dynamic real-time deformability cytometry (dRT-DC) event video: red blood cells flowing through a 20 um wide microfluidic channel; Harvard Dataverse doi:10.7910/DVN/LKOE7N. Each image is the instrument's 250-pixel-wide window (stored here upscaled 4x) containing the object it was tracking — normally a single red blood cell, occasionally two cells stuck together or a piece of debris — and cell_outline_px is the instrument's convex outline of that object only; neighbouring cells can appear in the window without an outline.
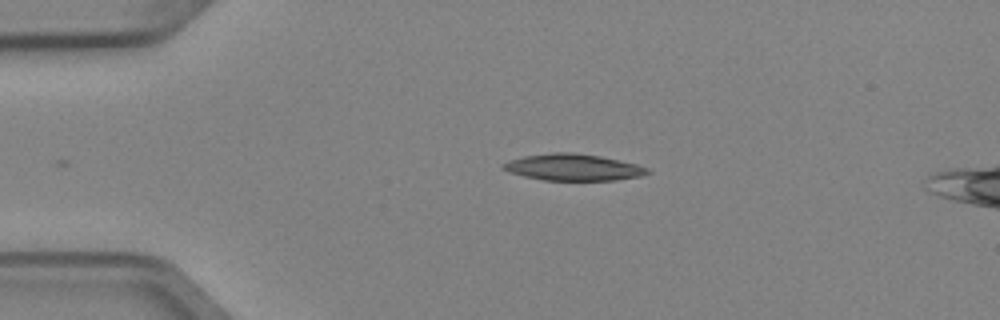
{"species": "Egyptian fruit bat (a non-hibernating species)", "species_latin": "Rousettus aegyptiacus", "temperature_condition": "cold", "stored_images_in_passage": 3, "camera_frame_rate_fps": 3000, "um_per_image_px": 0.085, "animal": {"sex": "female"}, "frame": {"image": 1, "passage_image": 3, "time_ms": 0.667, "image_size_px": [1000, 320], "cell_outline_px": [[652, 172], [640, 176], [616, 180], [544, 180], [524, 176], [508, 172], [500, 168], [500, 164], [508, 160], [524, 156], [552, 152], [572, 152], [600, 156], [636, 164], [648, 168]], "centroid_in_image_um": [48.67, 14.21], "position_along_channel_um": 36.3, "area_um2": 22.43}}